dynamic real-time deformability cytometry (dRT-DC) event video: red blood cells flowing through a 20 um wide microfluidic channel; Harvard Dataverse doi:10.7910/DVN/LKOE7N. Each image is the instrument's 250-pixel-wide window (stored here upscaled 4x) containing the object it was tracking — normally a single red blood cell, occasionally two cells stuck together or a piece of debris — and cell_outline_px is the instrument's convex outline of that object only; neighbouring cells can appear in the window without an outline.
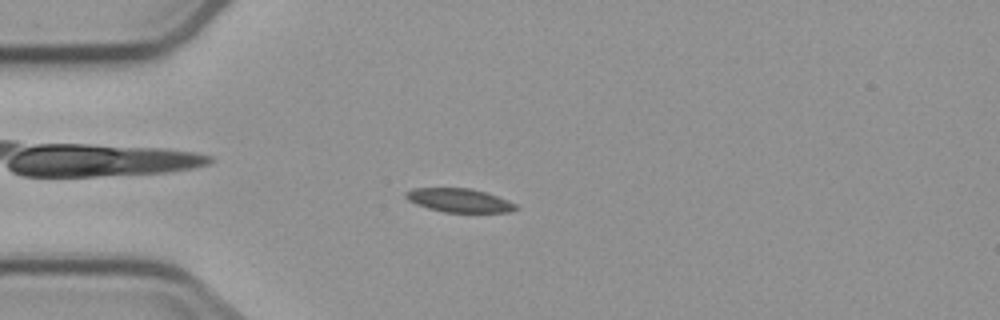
{"species": "common noctule bat (a hibernating species)", "species_latin": "Nyctalus noctula", "temperature_condition": "cold", "stored_images_in_passage": 7, "camera_frame_rate_fps": 3000, "um_per_image_px": 0.085, "animal": {"sex": "male", "body_mass_g": 23.1, "forearm_length_mm": 52.7}, "frame": {"image": 1, "passage_image": 5, "time_ms": 4.667, "image_size_px": [1000, 320], "cell_outline_px": [[520, 208], [508, 212], [444, 212], [428, 208], [416, 204], [408, 200], [404, 196], [404, 192], [412, 188], [472, 188], [508, 200], [516, 204]], "centroid_in_image_um": [39.01, 17.02], "position_along_channel_um": 46.0, "area_um2": 15.2}}
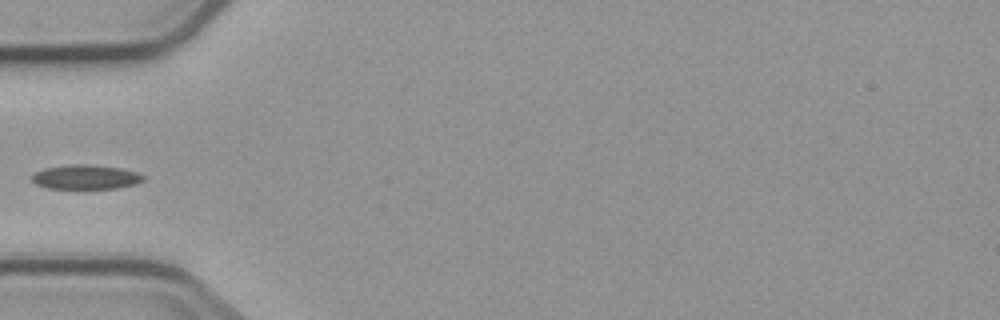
{"frame": {"image": 2, "passage_image": 6, "time_ms": 6.0, "image_size_px": [1000, 320], "cell_outline_px": [[144, 180], [136, 184], [116, 188], [48, 188], [36, 184], [32, 180], [32, 176], [36, 172], [44, 168], [68, 164], [88, 164], [120, 168], [136, 172], [144, 176]], "centroid_in_image_um": [7.29, 15.04], "position_along_channel_um": 77.7, "area_um2": 15.72}}
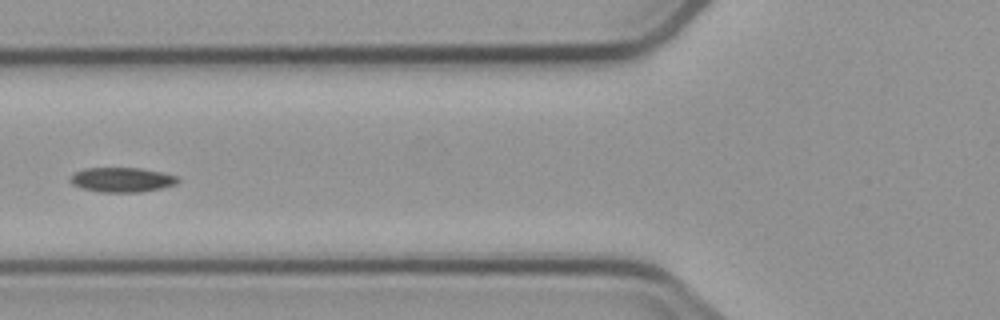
{"frame": {"image": 3, "passage_image": 7, "time_ms": 7.0, "image_size_px": [1000, 320], "cell_outline_px": [[180, 180], [176, 184], [164, 188], [140, 192], [100, 192], [80, 188], [72, 184], [72, 176], [76, 172], [84, 168], [140, 168], [164, 172], [176, 176]], "centroid_in_image_um": [10.41, 15.28], "position_along_channel_um": 115.4, "area_um2": 15.49}}